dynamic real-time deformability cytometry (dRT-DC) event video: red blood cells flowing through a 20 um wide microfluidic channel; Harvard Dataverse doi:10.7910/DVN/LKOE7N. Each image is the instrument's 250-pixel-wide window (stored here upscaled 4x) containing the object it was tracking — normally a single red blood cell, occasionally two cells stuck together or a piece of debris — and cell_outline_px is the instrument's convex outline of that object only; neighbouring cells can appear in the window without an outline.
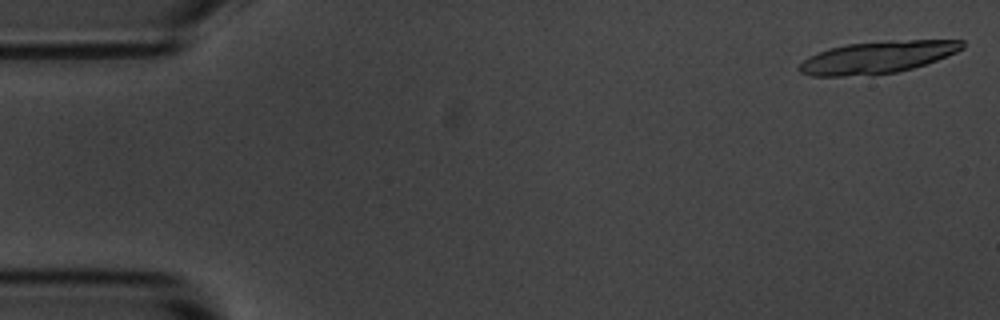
{"species": "common noctule bat (a hibernating species)", "species_latin": "Nyctalus noctula", "temperature_condition": "room temperature", "stored_images_in_passage": 17, "camera_frame_rate_fps": 3000, "um_per_image_px": 0.085, "animal": {"sex": "male", "body_mass_g": 20.1, "forearm_length_mm": 53.5}, "frame": {"image": 1, "passage_image": 1, "time_ms": 0.0, "image_size_px": [1000, 320], "cell_outline_px": [[964, 48], [956, 52], [936, 60], [912, 68], [896, 72], [872, 76], [812, 76], [800, 72], [796, 68], [804, 60], [828, 48], [844, 44], [888, 40], [964, 40]], "centroid_in_image_um": [74.57, 4.87], "position_along_channel_um": 10.4, "area_um2": 30.69}}